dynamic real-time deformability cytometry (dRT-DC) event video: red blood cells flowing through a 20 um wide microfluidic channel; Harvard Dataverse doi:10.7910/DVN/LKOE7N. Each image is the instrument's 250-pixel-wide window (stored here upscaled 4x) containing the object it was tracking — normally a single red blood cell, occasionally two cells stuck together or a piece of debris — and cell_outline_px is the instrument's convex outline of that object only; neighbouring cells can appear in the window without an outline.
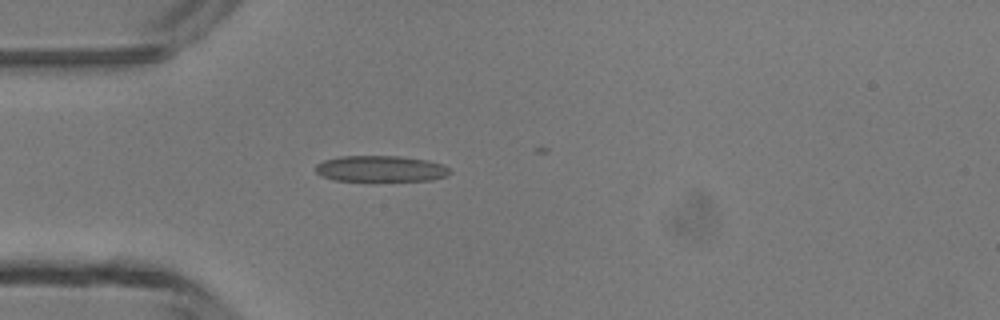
{"species": "common noctule bat (a hibernating species)", "species_latin": "Nyctalus noctula", "temperature_condition": "room temperature", "stored_images_in_passage": 2, "camera_frame_rate_fps": 3000, "um_per_image_px": 0.085, "animal": {"sex": "male", "body_mass_g": 13.3}, "frame": {"image": 1, "passage_image": 2, "time_ms": 1.0, "image_size_px": [1000, 320], "cell_outline_px": [[452, 172], [448, 176], [432, 180], [336, 180], [324, 176], [316, 172], [316, 164], [324, 160], [340, 156], [400, 156], [428, 160], [440, 164], [448, 168]], "centroid_in_image_um": [32.39, 14.33], "position_along_channel_um": 52.6, "area_um2": 20.17}}